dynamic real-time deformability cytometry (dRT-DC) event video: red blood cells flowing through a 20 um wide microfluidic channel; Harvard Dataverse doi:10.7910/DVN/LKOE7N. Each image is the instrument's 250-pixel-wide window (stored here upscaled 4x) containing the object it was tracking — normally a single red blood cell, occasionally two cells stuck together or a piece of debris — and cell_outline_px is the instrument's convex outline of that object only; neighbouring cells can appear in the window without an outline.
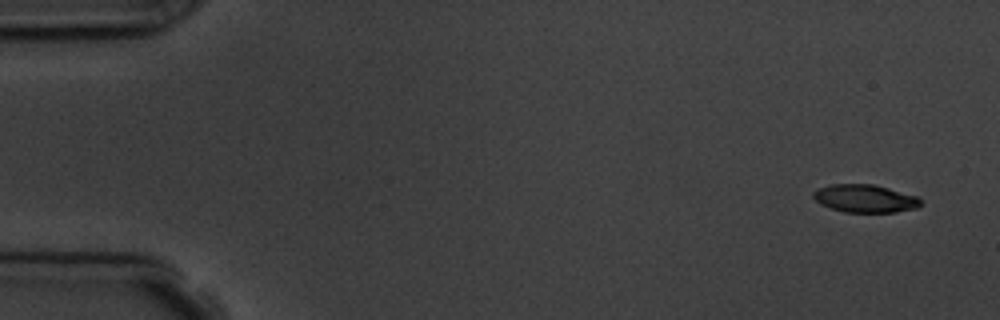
{"species": "common noctule bat (a hibernating species)", "species_latin": "Nyctalus noctula", "temperature_condition": "room temperature", "stored_images_in_passage": 5, "camera_frame_rate_fps": 3000, "um_per_image_px": 0.085, "animal": {"sex": "male", "body_mass_g": 19.5, "forearm_length_mm": 54.6}, "frame": {"image": 1, "passage_image": 1, "time_ms": 0.0, "image_size_px": [1000, 320], "cell_outline_px": [[920, 204], [916, 208], [896, 212], [844, 212], [820, 204], [812, 196], [812, 192], [820, 188], [832, 184], [872, 184], [888, 188], [916, 196], [920, 200]], "centroid_in_image_um": [73.5, 16.87], "position_along_channel_um": 11.5, "area_um2": 17.22}}
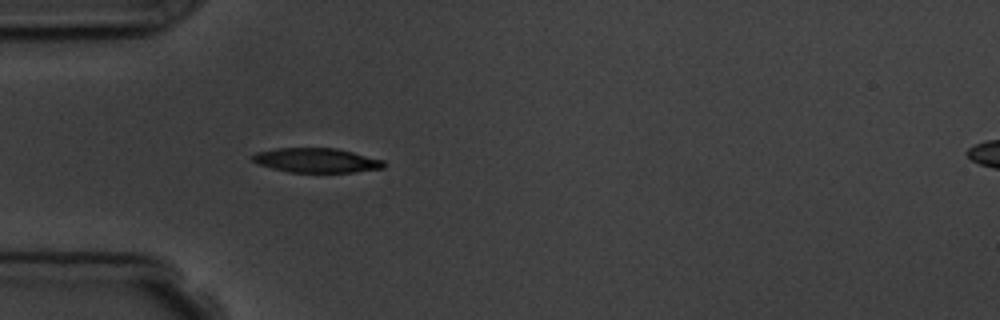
{"frame": {"image": 2, "passage_image": 5, "time_ms": 4.667, "image_size_px": [1000, 320], "cell_outline_px": [[384, 168], [352, 172], [288, 172], [272, 168], [260, 164], [252, 160], [252, 156], [256, 152], [276, 148], [336, 148], [384, 160]], "centroid_in_image_um": [26.89, 13.62], "position_along_channel_um": 58.1, "area_um2": 18.55}}